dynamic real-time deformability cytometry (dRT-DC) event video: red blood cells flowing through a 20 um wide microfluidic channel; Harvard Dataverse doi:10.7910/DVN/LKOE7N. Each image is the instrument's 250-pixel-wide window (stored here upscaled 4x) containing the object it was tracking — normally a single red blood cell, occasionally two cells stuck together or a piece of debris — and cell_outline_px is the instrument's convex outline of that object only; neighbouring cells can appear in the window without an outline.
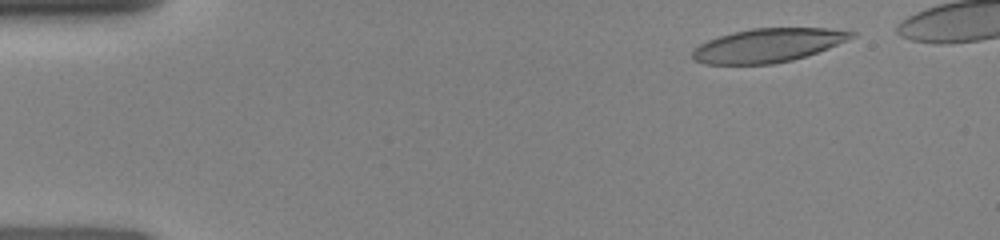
{"species": "human", "species_latin": "Homo sapiens", "temperature_condition": "room temperature", "stored_images_in_passage": 30, "camera_frame_rate_fps": 3000, "um_per_image_px": 0.085, "donor": {"sex": "female"}, "frame": {"image": 1, "passage_image": 1, "time_ms": 0.0, "image_size_px": [1000, 240], "cell_outline_px": [[856, 36], [848, 40], [828, 48], [792, 60], [772, 64], [704, 64], [692, 60], [692, 52], [700, 44], [708, 40], [732, 32], [752, 28], [828, 28], [856, 32]], "centroid_in_image_um": [65.27, 3.85], "position_along_channel_um": 19.7, "area_um2": 31.15}}
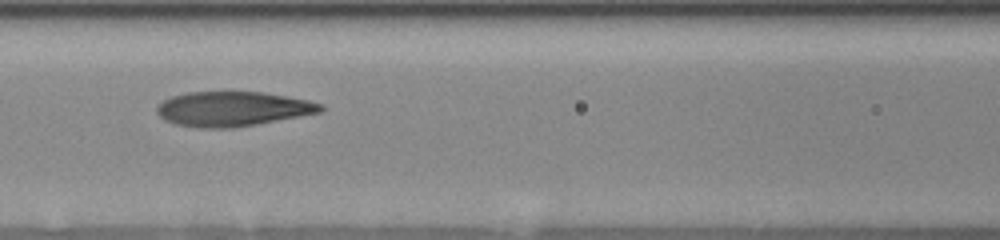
{"frame": {"image": 2, "passage_image": 19, "time_ms": 5.333, "image_size_px": [1000, 240], "cell_outline_px": [[324, 108], [320, 112], [256, 124], [232, 128], [200, 128], [176, 124], [164, 120], [156, 112], [156, 104], [172, 96], [188, 92], [264, 92], [308, 100], [320, 104]], "centroid_in_image_um": [19.72, 9.25], "position_along_channel_um": 146.9, "area_um2": 32.95}}
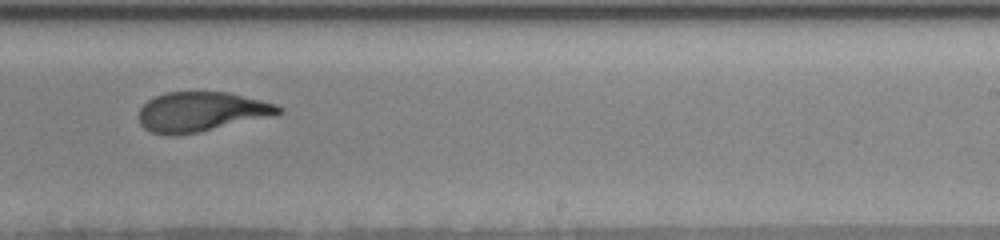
{"frame": {"image": 3, "passage_image": 28, "time_ms": 8.333, "image_size_px": [1000, 240], "cell_outline_px": [[284, 112], [276, 116], [196, 132], [152, 132], [144, 128], [140, 124], [140, 108], [148, 100], [164, 92], [228, 92], [276, 104], [284, 108]], "centroid_in_image_um": [17.2, 9.46], "position_along_channel_um": 271.8, "area_um2": 31.62}}